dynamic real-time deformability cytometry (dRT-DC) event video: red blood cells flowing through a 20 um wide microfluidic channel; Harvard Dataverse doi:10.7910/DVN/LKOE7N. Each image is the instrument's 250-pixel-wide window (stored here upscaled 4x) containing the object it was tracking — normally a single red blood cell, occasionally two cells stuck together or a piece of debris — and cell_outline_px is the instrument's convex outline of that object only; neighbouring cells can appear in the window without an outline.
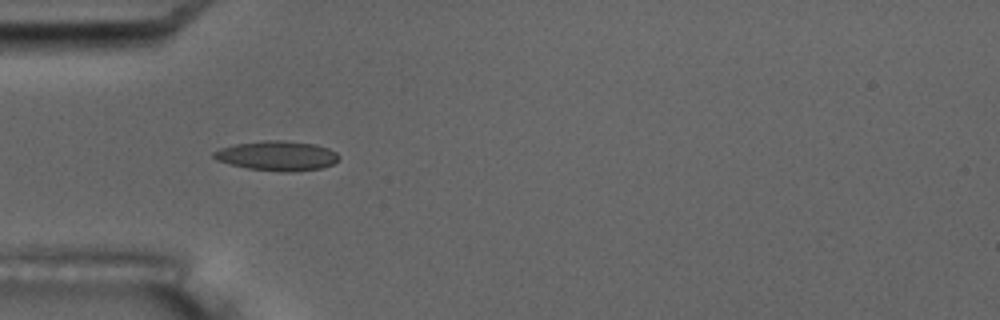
{"species": "common noctule bat (a hibernating species)", "species_latin": "Nyctalus noctula", "temperature_condition": "room temperature", "stored_images_in_passage": 10, "camera_frame_rate_fps": 3000, "um_per_image_px": 0.085, "animal": {"sex": "male", "body_mass_g": 17.5, "forearm_length_mm": 52.3}, "frame": {"image": 1, "passage_image": 5, "time_ms": 5.333, "image_size_px": [1000, 320], "cell_outline_px": [[340, 156], [332, 164], [320, 168], [292, 172], [284, 172], [248, 168], [216, 160], [212, 156], [212, 152], [220, 148], [236, 144], [264, 140], [284, 140], [316, 144], [328, 148], [336, 152]], "centroid_in_image_um": [23.55, 13.23], "position_along_channel_um": 61.4, "area_um2": 21.56}}